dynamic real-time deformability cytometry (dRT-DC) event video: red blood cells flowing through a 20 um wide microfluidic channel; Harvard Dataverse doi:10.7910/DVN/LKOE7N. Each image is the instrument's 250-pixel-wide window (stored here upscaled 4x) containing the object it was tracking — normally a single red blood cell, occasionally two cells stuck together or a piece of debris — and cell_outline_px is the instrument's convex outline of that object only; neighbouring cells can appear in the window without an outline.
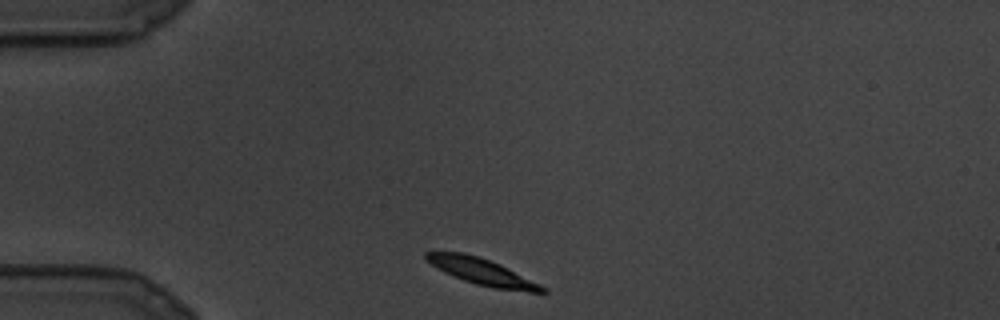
{"species": "common noctule bat (a hibernating species)", "species_latin": "Nyctalus noctula", "temperature_condition": "cold", "stored_images_in_passage": 9, "segment_of_instrument_passage": [1, 2], "camera_frame_rate_fps": 3000, "um_per_image_px": 0.085, "animal": {"sex": "male", "body_mass_g": 19.5, "forearm_length_mm": 54.6}, "frame": {"image": 1, "passage_image": 1, "time_ms": 0.0, "image_size_px": [1000, 320], "cell_outline_px": [[548, 292], [528, 292], [492, 288], [476, 284], [464, 280], [432, 264], [424, 256], [424, 252], [464, 252], [480, 256], [500, 264], [548, 288]], "centroid_in_image_um": [41.05, 23.1], "position_along_channel_um": 43.9, "area_um2": 17.57}}
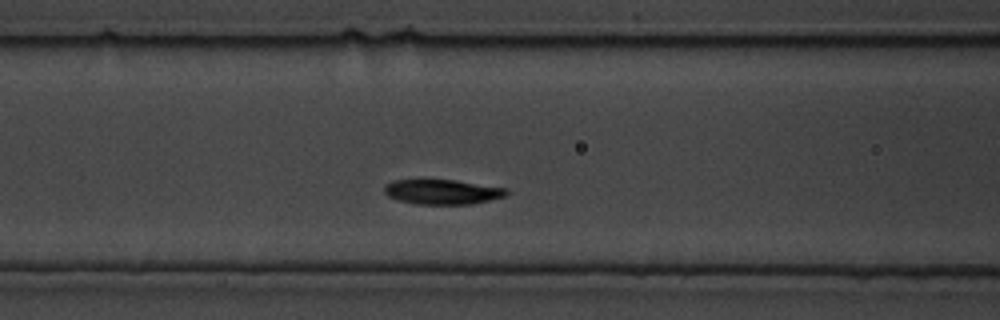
{"frame": {"image": 2, "passage_image": 6, "time_ms": 1.667, "image_size_px": [1000, 320], "cell_outline_px": [[508, 192], [504, 196], [472, 204], [416, 204], [400, 200], [388, 196], [384, 192], [384, 184], [392, 180], [416, 176], [420, 176], [456, 180], [508, 188]], "centroid_in_image_um": [37.49, 16.24], "position_along_channel_um": 129.1, "area_um2": 18.61}}
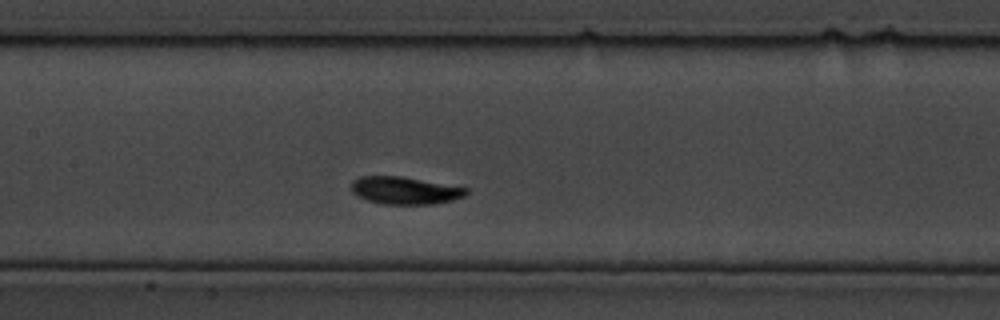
{"frame": {"image": 3, "passage_image": 8, "time_ms": 2.333, "image_size_px": [1000, 320], "cell_outline_px": [[468, 192], [464, 196], [452, 200], [432, 204], [380, 204], [356, 196], [352, 192], [352, 180], [360, 176], [400, 176], [468, 188]], "centroid_in_image_um": [34.38, 16.19], "position_along_channel_um": 173.0, "area_um2": 18.32}}